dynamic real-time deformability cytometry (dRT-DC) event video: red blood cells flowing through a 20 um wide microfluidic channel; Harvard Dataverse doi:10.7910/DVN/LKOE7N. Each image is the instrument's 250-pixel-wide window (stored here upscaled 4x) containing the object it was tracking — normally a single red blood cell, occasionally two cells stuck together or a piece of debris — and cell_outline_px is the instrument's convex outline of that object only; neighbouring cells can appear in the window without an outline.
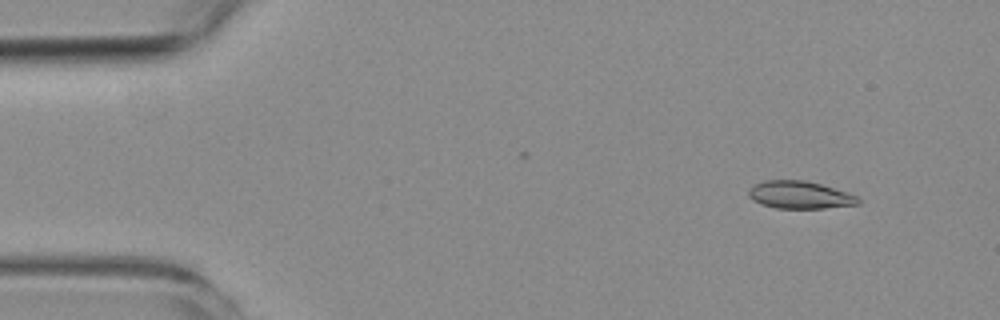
{"species": "common noctule bat (a hibernating species)", "species_latin": "Nyctalus noctula", "temperature_condition": "room temperature", "stored_images_in_passage": 5, "camera_frame_rate_fps": 3000, "um_per_image_px": 0.085, "animal": {"sex": "female", "body_mass_g": 19.3, "forearm_length_mm": 54.1}, "frame": {"image": 1, "passage_image": 1, "time_ms": 0.0, "image_size_px": [1000, 320], "cell_outline_px": [[860, 204], [824, 208], [776, 208], [760, 204], [752, 200], [748, 196], [748, 188], [764, 180], [804, 180], [820, 184], [848, 192], [856, 196], [860, 200]], "centroid_in_image_um": [67.95, 16.57], "position_along_channel_um": 17.0, "area_um2": 17.63}}
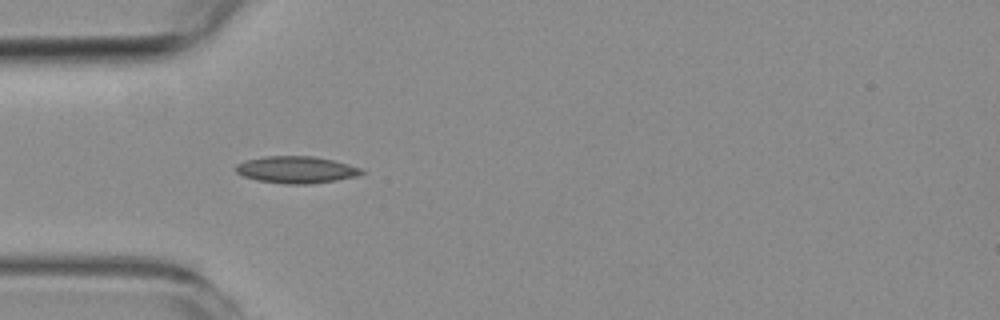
{"frame": {"image": 2, "passage_image": 4, "time_ms": 3.667, "image_size_px": [1000, 320], "cell_outline_px": [[364, 172], [356, 176], [336, 180], [308, 184], [288, 184], [256, 180], [244, 176], [236, 172], [236, 164], [244, 160], [264, 156], [312, 156], [332, 160], [348, 164], [360, 168]], "centroid_in_image_um": [25.14, 14.42], "position_along_channel_um": 59.9, "area_um2": 19.59}}
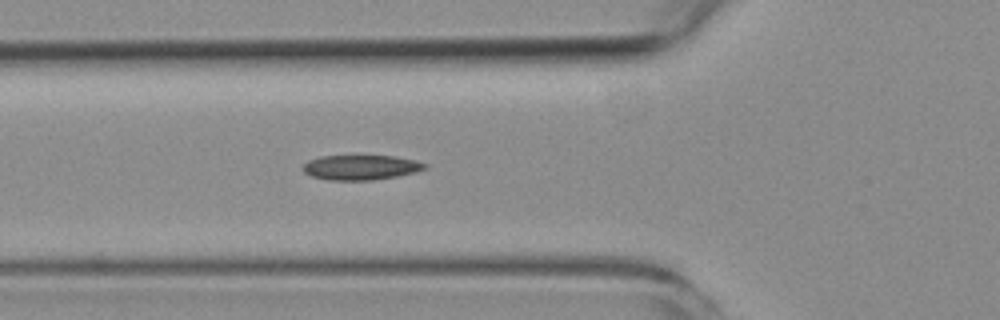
{"frame": {"image": 3, "passage_image": 5, "time_ms": 4.667, "image_size_px": [1000, 320], "cell_outline_px": [[428, 168], [416, 172], [396, 176], [372, 180], [328, 180], [312, 176], [304, 172], [300, 168], [308, 160], [320, 156], [356, 152], [396, 156], [416, 160], [428, 164]], "centroid_in_image_um": [30.66, 14.16], "position_along_channel_um": 95.1, "area_um2": 18.9}}